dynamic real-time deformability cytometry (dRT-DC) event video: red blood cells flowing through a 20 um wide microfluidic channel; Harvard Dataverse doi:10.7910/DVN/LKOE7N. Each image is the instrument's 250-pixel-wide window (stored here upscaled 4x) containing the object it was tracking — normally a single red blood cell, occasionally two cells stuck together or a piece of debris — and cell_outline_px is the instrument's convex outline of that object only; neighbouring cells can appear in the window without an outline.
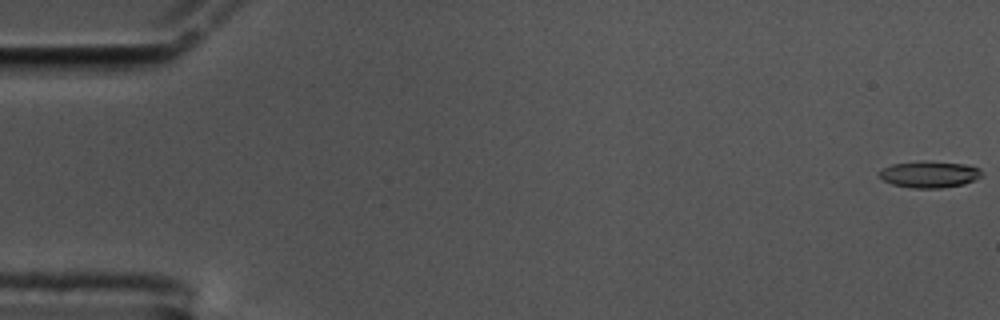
{"species": "common noctule bat (a hibernating species)", "species_latin": "Nyctalus noctula", "temperature_condition": "cold", "stored_images_in_passage": 58, "camera_frame_rate_fps": 3000, "um_per_image_px": 0.085, "animal": {"sex": "male", "body_mass_g": 17.5, "forearm_length_mm": 52.3}, "frame": {"image": 1, "passage_image": 1, "time_ms": 0.0, "image_size_px": [1000, 320], "cell_outline_px": [[984, 176], [964, 184], [940, 188], [912, 188], [892, 184], [884, 180], [880, 176], [880, 168], [892, 164], [924, 160], [964, 164], [980, 168]], "centroid_in_image_um": [79.02, 14.81], "position_along_channel_um": 6.0, "area_um2": 16.01}}
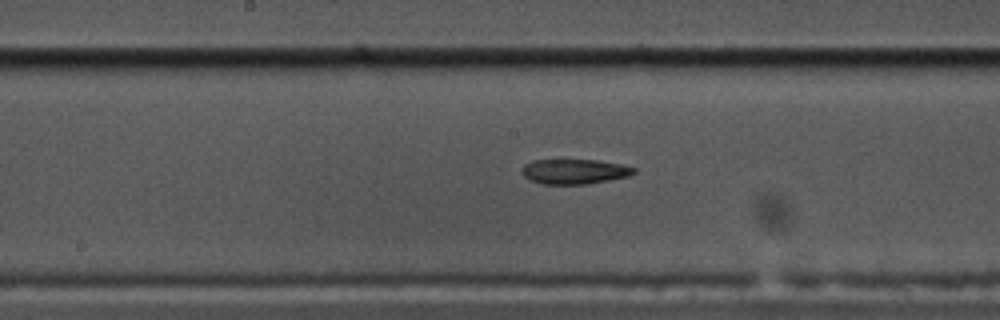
{"frame": {"image": 2, "passage_image": 30, "time_ms": 9.667, "image_size_px": [1000, 320], "cell_outline_px": [[636, 172], [628, 176], [608, 180], [584, 184], [540, 184], [528, 180], [520, 172], [520, 168], [524, 164], [532, 160], [596, 160], [620, 164], [636, 168]], "centroid_in_image_um": [48.75, 14.58], "position_along_channel_um": 199.4, "area_um2": 16.36}}
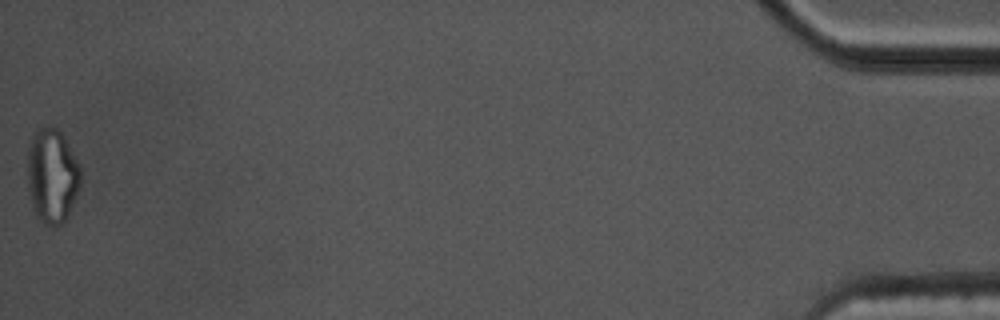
{"frame": {"image": 3, "passage_image": 58, "time_ms": 19.0, "image_size_px": [1000, 320], "cell_outline_px": [[80, 184], [76, 196], [64, 220], [60, 224], [52, 228], [44, 224], [36, 216], [32, 204], [28, 188], [28, 148], [36, 128], [52, 124], [64, 136], [80, 164]], "centroid_in_image_um": [4.42, 14.91], "position_along_channel_um": 430.8, "area_um2": 29.36}, "authors_computed_cell_mechanics": {"area_um2": 16.9354, "velocity_mm_per_s": 3.5338, "shape_relaxation_time_tau1_ms": null, "shape_relaxation_time_tau2_ms": 8.0572, "deformation_change_tau1": null, "deformation_change_tau2": 0.1874}}